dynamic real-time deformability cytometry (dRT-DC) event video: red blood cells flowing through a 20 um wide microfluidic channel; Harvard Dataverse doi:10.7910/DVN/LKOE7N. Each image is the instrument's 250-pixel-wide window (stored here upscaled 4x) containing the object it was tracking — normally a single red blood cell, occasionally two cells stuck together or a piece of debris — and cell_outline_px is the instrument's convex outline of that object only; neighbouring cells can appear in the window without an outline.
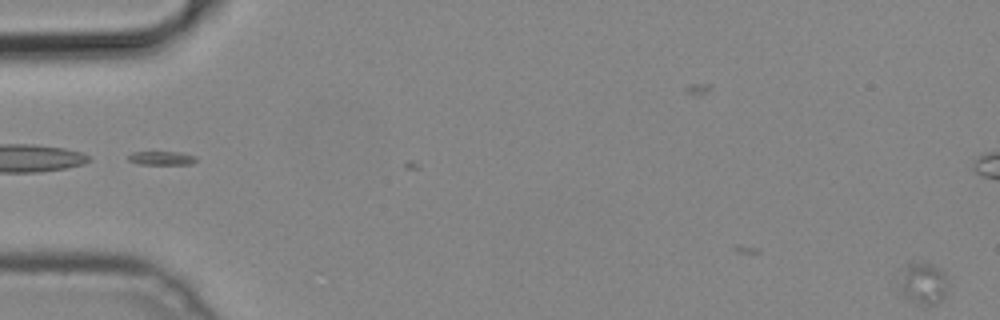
{"species": "common noctule bat (a hibernating species)", "species_latin": "Nyctalus noctula", "temperature_condition": "cold", "stored_images_in_passage": 5, "camera_frame_rate_fps": 3000, "um_per_image_px": 0.085, "animal": {"sex": "male", "body_mass_g": 19.2, "forearm_length_mm": 51.8}, "frame": {"image": 1, "passage_image": 5, "time_ms": 1.333, "image_size_px": [1000, 320], "cell_outline_px": [[948, 288], [944, 296], [936, 304], [924, 304], [912, 300], [904, 292], [904, 264], [912, 260], [920, 260], [932, 264], [940, 268], [944, 276]], "centroid_in_image_um": [78.55, 23.99], "position_along_channel_um": 6.4, "area_um2": 11.16}}